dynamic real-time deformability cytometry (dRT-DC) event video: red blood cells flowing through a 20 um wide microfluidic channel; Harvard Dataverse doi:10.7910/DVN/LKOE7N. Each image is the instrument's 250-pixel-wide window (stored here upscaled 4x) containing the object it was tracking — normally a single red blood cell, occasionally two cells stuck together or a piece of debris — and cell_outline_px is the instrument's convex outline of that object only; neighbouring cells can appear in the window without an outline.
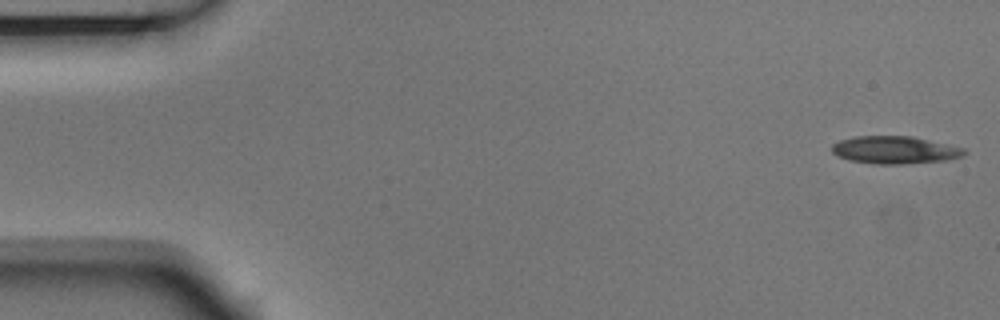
{"species": "Egyptian fruit bat (a non-hibernating species)", "species_latin": "Rousettus aegyptiacus", "temperature_condition": "room temperature", "stored_images_in_passage": 5, "camera_frame_rate_fps": 3000, "um_per_image_px": 0.085, "animal": {"sex": "male"}, "frame": {"image": 1, "passage_image": 1, "time_ms": 0.0, "image_size_px": [1000, 320], "cell_outline_px": [[968, 152], [964, 156], [944, 160], [900, 164], [876, 164], [848, 160], [836, 156], [832, 152], [832, 144], [840, 140], [856, 136], [912, 136], [948, 144], [964, 148]], "centroid_in_image_um": [76.05, 12.74], "position_along_channel_um": 9.0, "area_um2": 21.33}}
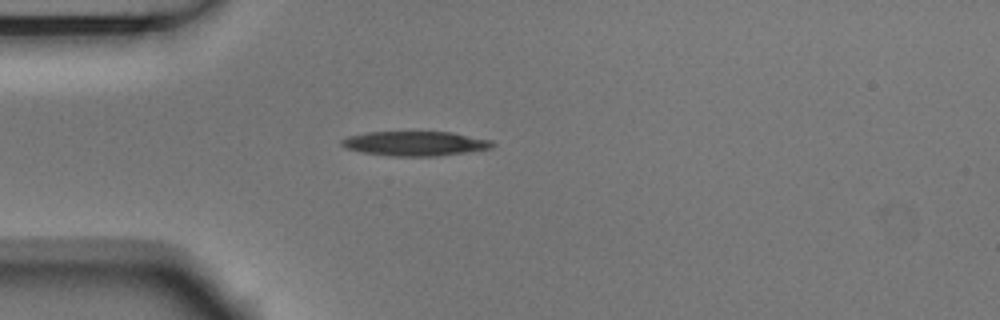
{"frame": {"image": 2, "passage_image": 4, "time_ms": 1.0, "image_size_px": [1000, 320], "cell_outline_px": [[496, 144], [492, 148], [468, 152], [440, 156], [392, 156], [364, 152], [344, 148], [340, 144], [340, 140], [348, 136], [368, 132], [452, 132], [492, 140]], "centroid_in_image_um": [35.31, 12.2], "position_along_channel_um": 49.7, "area_um2": 21.68}}